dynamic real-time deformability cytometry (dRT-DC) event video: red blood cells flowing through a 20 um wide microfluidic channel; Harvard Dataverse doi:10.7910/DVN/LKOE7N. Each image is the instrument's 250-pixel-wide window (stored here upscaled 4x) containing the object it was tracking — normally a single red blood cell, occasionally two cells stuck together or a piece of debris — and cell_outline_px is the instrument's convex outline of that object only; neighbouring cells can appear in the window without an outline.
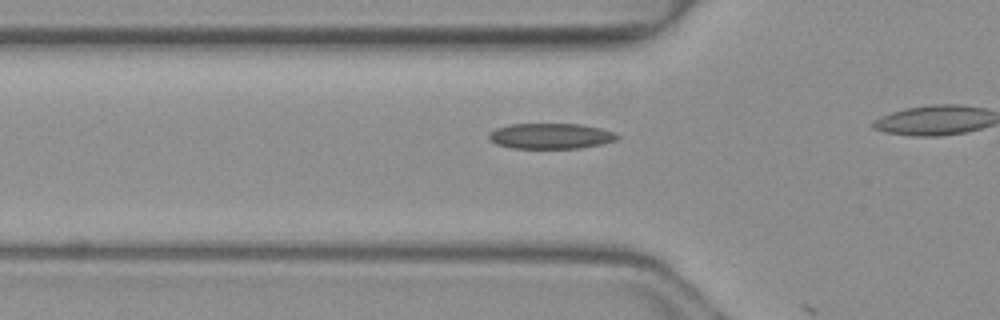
{"species": "common noctule bat (a hibernating species)", "species_latin": "Nyctalus noctula", "temperature_condition": "warm", "stored_images_in_passage": 8, "camera_frame_rate_fps": 3000, "um_per_image_px": 0.085, "animal": {"sex": "female", "body_mass_g": 19.3, "forearm_length_mm": 54.1}, "frame": {"image": 1, "passage_image": 7, "time_ms": 2.0, "image_size_px": [1000, 320], "cell_outline_px": [[620, 136], [616, 140], [600, 144], [580, 148], [512, 148], [496, 144], [488, 140], [488, 132], [496, 128], [508, 124], [580, 124], [600, 128], [616, 132]], "centroid_in_image_um": [46.78, 11.56], "position_along_channel_um": 79.0, "area_um2": 19.25}}